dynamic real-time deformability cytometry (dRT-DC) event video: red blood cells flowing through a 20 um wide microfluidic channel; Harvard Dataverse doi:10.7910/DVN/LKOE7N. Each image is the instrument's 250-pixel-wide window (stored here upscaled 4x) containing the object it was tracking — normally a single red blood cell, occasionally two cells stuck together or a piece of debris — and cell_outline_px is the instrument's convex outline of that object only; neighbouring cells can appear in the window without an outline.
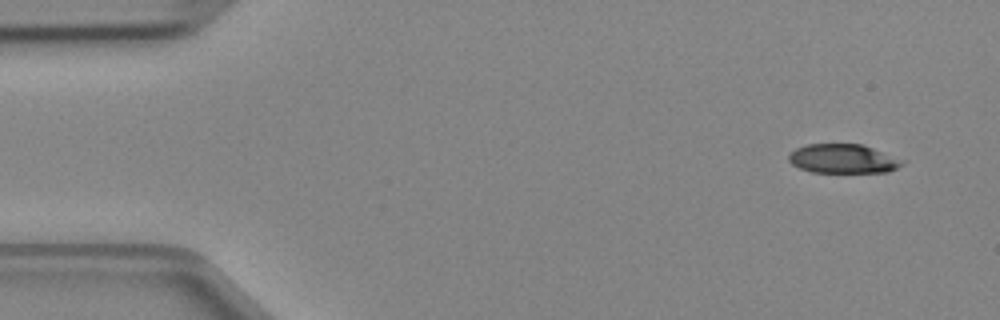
{"species": "Egyptian fruit bat (a non-hibernating species)", "species_latin": "Rousettus aegyptiacus", "temperature_condition": "cold", "stored_images_in_passage": 3, "camera_frame_rate_fps": 3000, "um_per_image_px": 0.085, "animal": {"sex": "female"}, "frame": {"image": 1, "passage_image": 1, "time_ms": 0.0, "image_size_px": [1000, 320], "cell_outline_px": [[908, 160], [904, 164], [888, 172], [812, 172], [800, 168], [792, 164], [788, 160], [788, 156], [796, 148], [808, 144], [864, 144]], "centroid_in_image_um": [71.74, 13.48], "position_along_channel_um": 13.3, "area_um2": 19.54}}
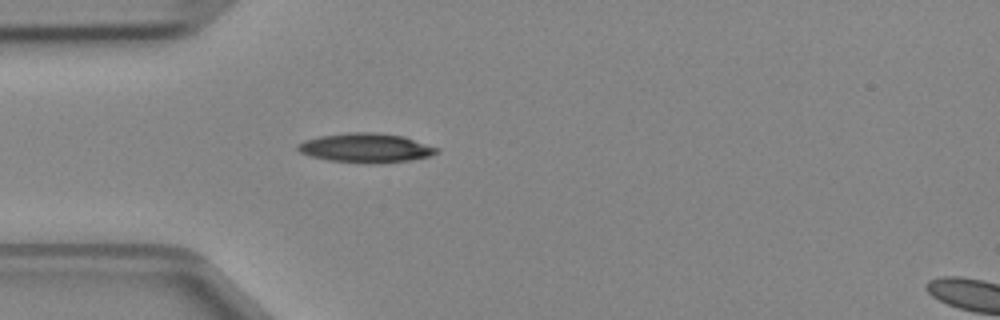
{"frame": {"image": 2, "passage_image": 3, "time_ms": 0.667, "image_size_px": [1000, 320], "cell_outline_px": [[440, 152], [428, 156], [408, 160], [376, 164], [368, 164], [328, 160], [312, 156], [300, 152], [296, 148], [296, 144], [304, 140], [320, 136], [348, 132], [376, 132], [404, 136], [440, 148]], "centroid_in_image_um": [31.1, 12.57], "position_along_channel_um": 53.9, "area_um2": 23.87}}